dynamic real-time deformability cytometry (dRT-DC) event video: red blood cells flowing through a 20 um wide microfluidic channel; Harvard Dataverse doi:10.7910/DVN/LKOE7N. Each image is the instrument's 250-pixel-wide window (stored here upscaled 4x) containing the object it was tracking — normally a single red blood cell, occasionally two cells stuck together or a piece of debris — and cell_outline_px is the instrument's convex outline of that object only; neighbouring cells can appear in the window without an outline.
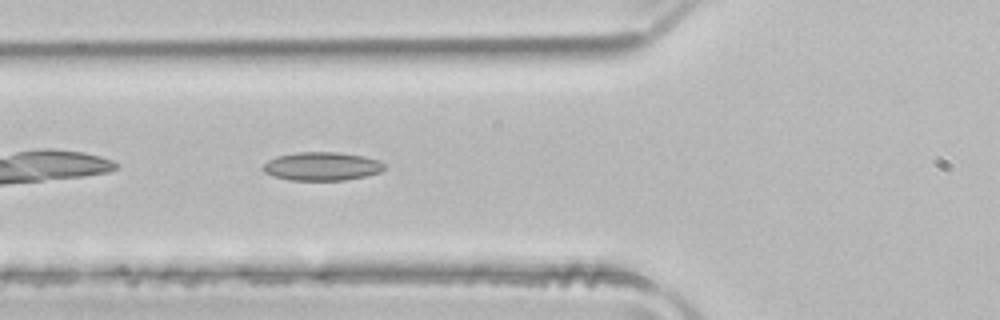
{"species": "common noctule bat (a hibernating species)", "species_latin": "Nyctalus noctula", "temperature_condition": "room temperature", "stored_images_in_passage": 37, "camera_frame_rate_fps": 3000, "um_per_image_px": 0.085, "animal": {"sex": "male", "body_mass_g": 21.5, "forearm_length_mm": 52.0}, "frame": {"image": 1, "passage_image": 4, "time_ms": 1.0, "image_size_px": [1000, 320], "cell_outline_px": [[384, 168], [380, 172], [364, 176], [344, 180], [288, 180], [272, 176], [264, 172], [264, 164], [268, 160], [276, 156], [296, 152], [336, 152], [364, 156], [380, 160], [384, 164]], "centroid_in_image_um": [27.34, 14.13], "position_along_channel_um": 98.5, "area_um2": 20.11}}
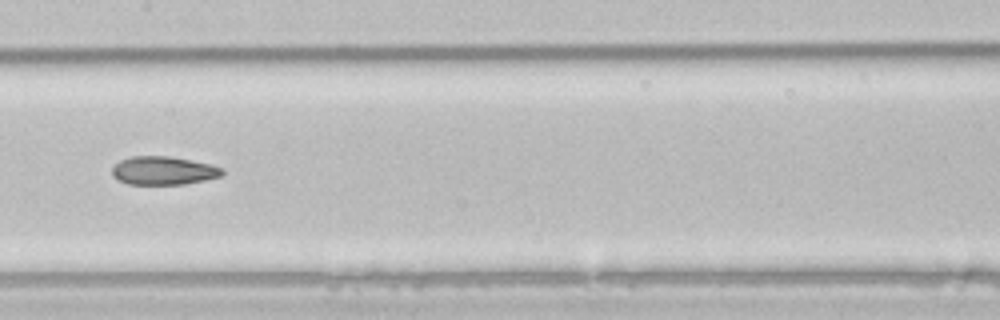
{"frame": {"image": 2, "passage_image": 11, "time_ms": 3.333, "image_size_px": [1000, 320], "cell_outline_px": [[224, 176], [184, 184], [128, 184], [112, 176], [112, 168], [120, 160], [132, 156], [168, 156], [208, 164], [224, 168]], "centroid_in_image_um": [13.9, 14.51], "position_along_channel_um": 193.5, "area_um2": 18.09}}
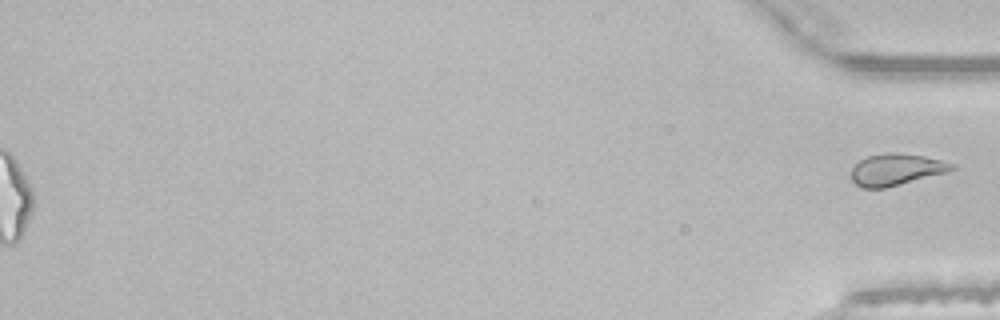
{"frame": {"image": 3, "passage_image": 37, "time_ms": 12.0, "image_size_px": [1000, 320], "cell_outline_px": [[956, 168], [948, 172], [884, 188], [860, 188], [852, 180], [852, 168], [860, 160], [868, 156], [884, 152], [896, 152], [924, 156], [956, 164]], "centroid_in_image_um": [76.18, 14.4], "position_along_channel_um": 359.0, "area_um2": 18.55}}